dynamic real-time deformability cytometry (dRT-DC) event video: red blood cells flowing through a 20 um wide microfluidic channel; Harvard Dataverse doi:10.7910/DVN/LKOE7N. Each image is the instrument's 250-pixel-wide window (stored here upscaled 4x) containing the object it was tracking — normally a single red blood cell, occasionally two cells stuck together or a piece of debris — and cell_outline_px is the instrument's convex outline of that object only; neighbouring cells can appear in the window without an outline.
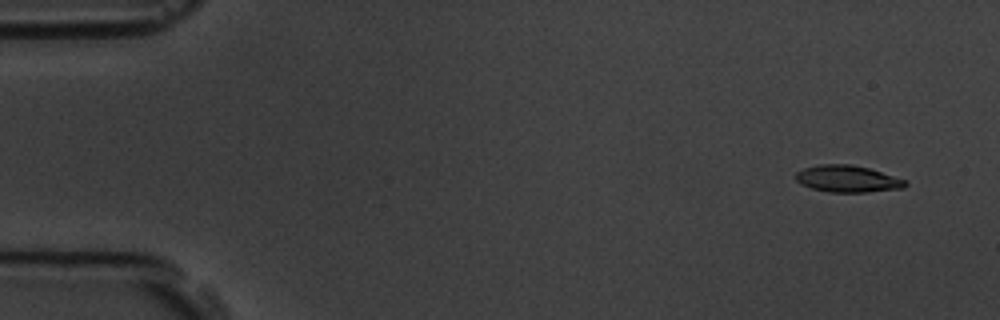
{"species": "common noctule bat (a hibernating species)", "species_latin": "Nyctalus noctula", "temperature_condition": "room temperature", "stored_images_in_passage": 15, "camera_frame_rate_fps": 3000, "um_per_image_px": 0.085, "animal": {"sex": "male", "body_mass_g": 19.5, "forearm_length_mm": 54.6}, "frame": {"image": 1, "passage_image": 1, "time_ms": 0.0, "image_size_px": [1000, 320], "cell_outline_px": [[908, 184], [904, 188], [868, 192], [828, 192], [812, 188], [800, 184], [796, 180], [796, 172], [804, 168], [820, 164], [852, 164], [868, 168], [908, 180]], "centroid_in_image_um": [72.06, 15.2], "position_along_channel_um": 12.9, "area_um2": 17.22}}
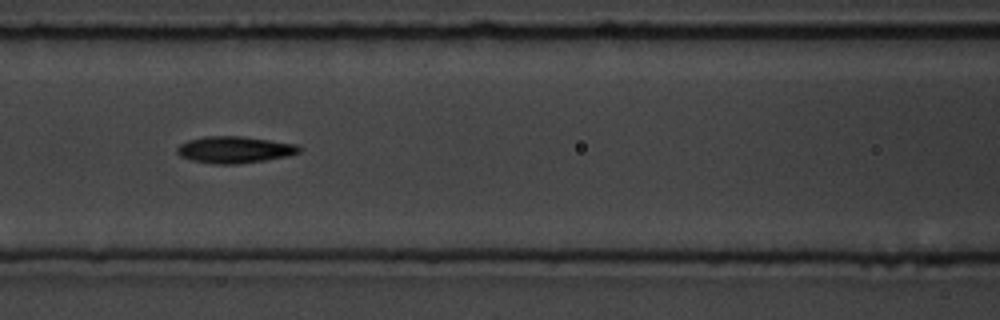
{"frame": {"image": 2, "passage_image": 7, "time_ms": 6.667, "image_size_px": [1000, 320], "cell_outline_px": [[300, 152], [288, 156], [264, 160], [236, 164], [212, 164], [192, 160], [180, 156], [176, 152], [176, 148], [180, 144], [188, 140], [204, 136], [244, 136], [296, 144], [300, 148]], "centroid_in_image_um": [19.91, 12.72], "position_along_channel_um": 146.7, "area_um2": 19.02}}
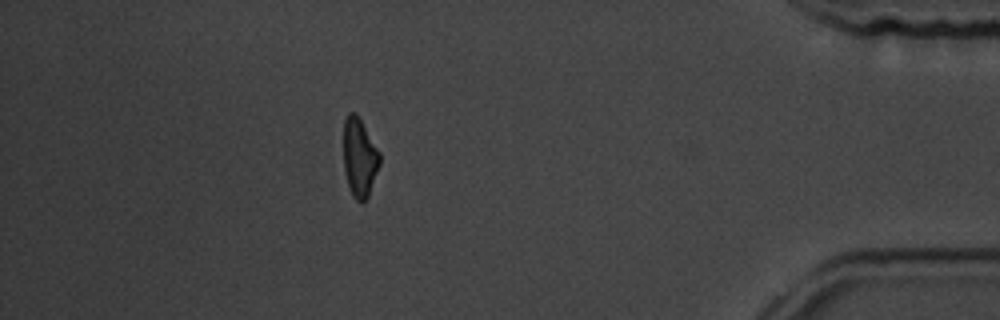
{"frame": {"image": 3, "passage_image": 14, "time_ms": 14.667, "image_size_px": [1000, 320], "cell_outline_px": [[380, 164], [368, 196], [364, 204], [360, 204], [352, 196], [344, 172], [344, 120], [348, 112], [356, 112], [380, 152]], "centroid_in_image_um": [30.56, 13.41], "position_along_channel_um": 404.6, "area_um2": 16.76}, "authors_computed_cell_mechanics": {"area_um2": 17.5712, "velocity_mm_per_s": 3.8152, "shape_relaxation_time_tau1_ms": null, "shape_relaxation_time_tau2_ms": 5.2681, "deformation_change_tau1": null, "deformation_change_tau2": 0.1381}}